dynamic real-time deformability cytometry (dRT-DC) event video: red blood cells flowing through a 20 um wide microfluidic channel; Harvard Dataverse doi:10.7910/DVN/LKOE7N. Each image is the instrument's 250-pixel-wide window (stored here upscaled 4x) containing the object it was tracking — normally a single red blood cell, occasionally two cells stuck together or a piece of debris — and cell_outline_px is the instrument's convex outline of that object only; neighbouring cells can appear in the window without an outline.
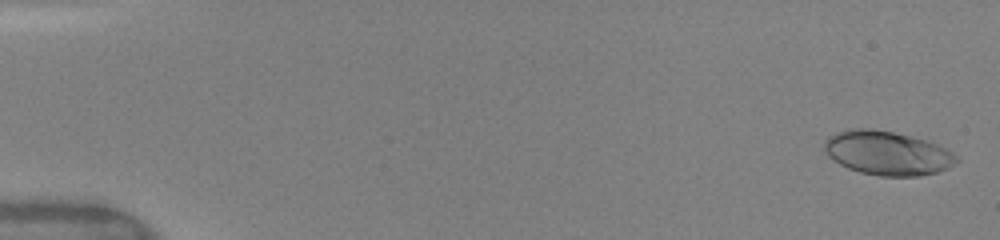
{"species": "human", "species_latin": "Homo sapiens", "temperature_condition": "warm", "stored_images_in_passage": 39, "camera_frame_rate_fps": 3000, "um_per_image_px": 0.085, "donor": {"sex": "female"}, "frame": {"image": 1, "passage_image": 2, "time_ms": 0.333, "image_size_px": [1000, 240], "cell_outline_px": [[960, 160], [948, 168], [936, 172], [920, 176], [880, 176], [860, 172], [848, 168], [840, 164], [828, 156], [824, 148], [824, 140], [828, 136], [836, 132], [848, 128], [872, 128], [892, 132], [924, 140], [936, 144], [952, 152]], "centroid_in_image_um": [75.38, 13.01], "position_along_channel_um": 9.6, "area_um2": 33.81}}
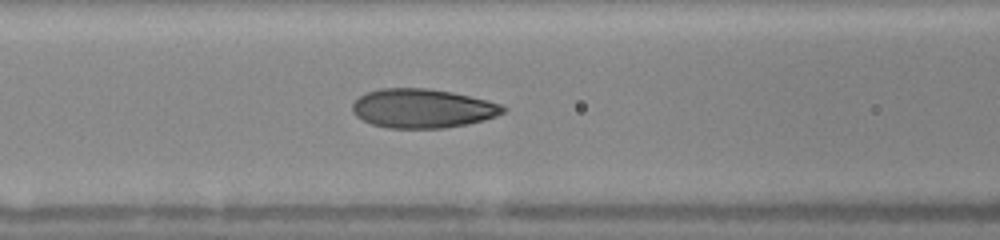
{"frame": {"image": 2, "passage_image": 18, "time_ms": 7.0, "image_size_px": [1000, 240], "cell_outline_px": [[508, 108], [504, 112], [496, 116], [484, 120], [468, 124], [444, 128], [388, 128], [372, 124], [356, 116], [352, 112], [352, 104], [360, 96], [368, 92], [380, 88], [428, 88], [452, 92], [488, 100], [500, 104]], "centroid_in_image_um": [35.93, 9.21], "position_along_channel_um": 130.7, "area_um2": 34.39}}
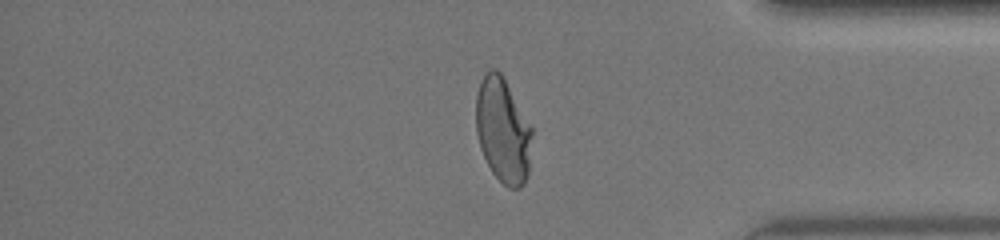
{"frame": {"image": 3, "passage_image": 34, "time_ms": 13.667, "image_size_px": [1000, 240], "cell_outline_px": [[532, 132], [528, 176], [524, 184], [520, 188], [508, 188], [492, 172], [480, 148], [476, 132], [476, 96], [480, 80], [488, 68], [496, 68], [500, 72], [532, 128]], "centroid_in_image_um": [42.73, 11.08], "position_along_channel_um": 392.5, "area_um2": 34.16}, "authors_computed_cell_mechanics": {"area_um2": 33.6396, "velocity_mm_per_s": 4.1581, "shape_relaxation_time_tau1_ms": 4.2014, "shape_relaxation_time_tau2_ms": null, "deformation_change_tau1": 0.1926, "deformation_change_tau2": null}}